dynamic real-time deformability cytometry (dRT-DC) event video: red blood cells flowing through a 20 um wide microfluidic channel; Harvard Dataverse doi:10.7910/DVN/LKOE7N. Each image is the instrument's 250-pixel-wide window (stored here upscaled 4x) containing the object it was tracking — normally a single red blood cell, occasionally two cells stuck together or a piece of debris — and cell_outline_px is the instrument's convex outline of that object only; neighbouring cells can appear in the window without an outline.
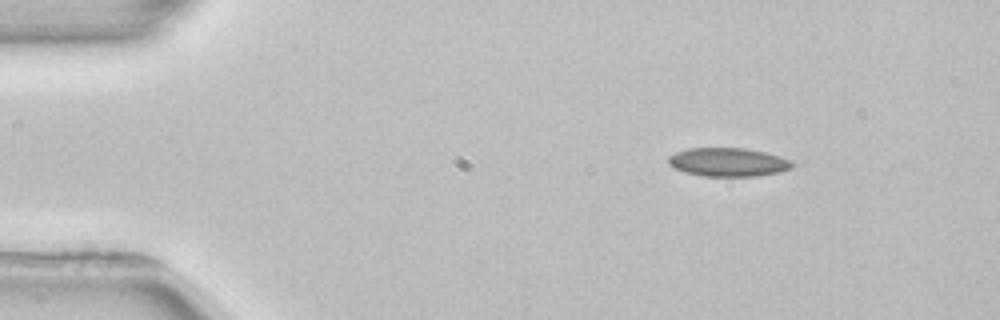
{"species": "common noctule bat (a hibernating species)", "species_latin": "Nyctalus noctula", "temperature_condition": "room temperature", "stored_images_in_passage": 3, "camera_frame_rate_fps": 3000, "um_per_image_px": 0.085, "animal": {"sex": "female", "body_mass_g": 22.7, "forearm_length_mm": 54.2}, "frame": {"image": 1, "passage_image": 1, "time_ms": 0.0, "image_size_px": [1000, 320], "cell_outline_px": [[796, 164], [792, 168], [780, 172], [756, 176], [700, 176], [684, 172], [668, 164], [668, 156], [676, 152], [688, 148], [744, 148], [764, 152], [780, 156], [792, 160]], "centroid_in_image_um": [61.91, 13.78], "position_along_channel_um": 23.1, "area_um2": 20.81}}
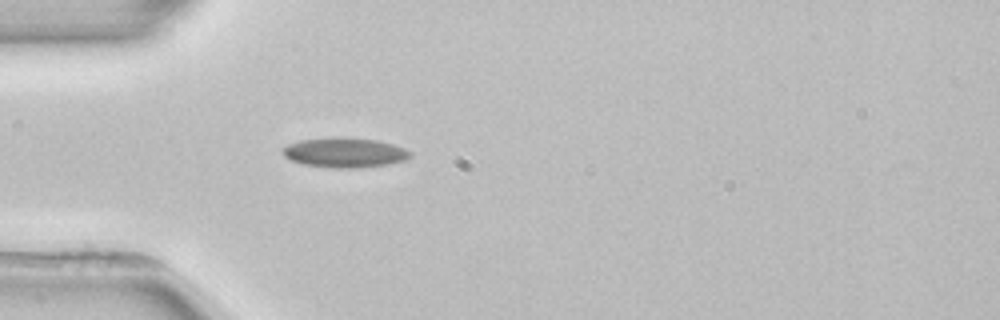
{"frame": {"image": 2, "passage_image": 3, "time_ms": 2.667, "image_size_px": [1000, 320], "cell_outline_px": [[412, 156], [404, 160], [388, 164], [356, 168], [336, 168], [304, 164], [292, 160], [284, 156], [284, 148], [288, 144], [300, 140], [332, 136], [340, 136], [376, 140], [392, 144], [404, 148], [412, 152]], "centroid_in_image_um": [29.32, 12.95], "position_along_channel_um": 55.7, "area_um2": 22.14}}